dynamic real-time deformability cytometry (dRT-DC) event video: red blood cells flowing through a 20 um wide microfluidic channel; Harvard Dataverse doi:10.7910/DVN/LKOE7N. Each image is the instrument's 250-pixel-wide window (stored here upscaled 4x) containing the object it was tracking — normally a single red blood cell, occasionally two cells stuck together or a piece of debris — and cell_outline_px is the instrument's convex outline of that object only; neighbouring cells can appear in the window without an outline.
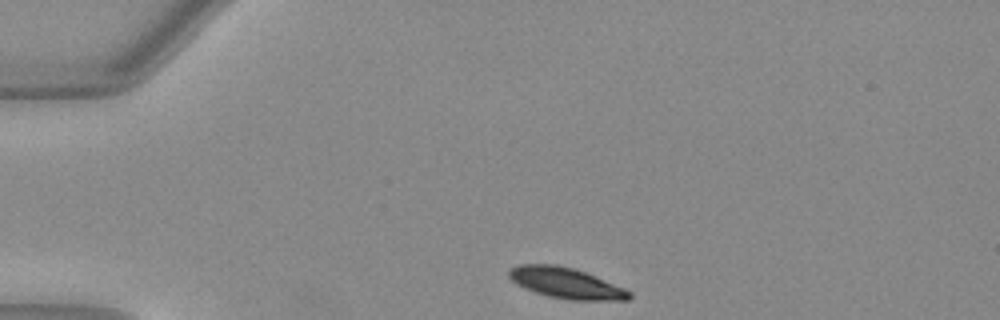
{"species": "Egyptian fruit bat (a non-hibernating species)", "species_latin": "Rousettus aegyptiacus", "temperature_condition": "warm", "stored_images_in_passage": 34, "camera_frame_rate_fps": 3000, "um_per_image_px": 0.085, "animal": {"sex": "female"}, "frame": {"image": 1, "passage_image": 1, "time_ms": 0.0, "image_size_px": [1000, 320], "cell_outline_px": [[632, 296], [628, 300], [572, 300], [548, 296], [536, 292], [516, 284], [508, 276], [508, 268], [520, 264], [556, 264], [572, 268], [584, 272], [624, 288], [632, 292]], "centroid_in_image_um": [48.09, 24.05], "position_along_channel_um": 36.9, "area_um2": 21.39}}
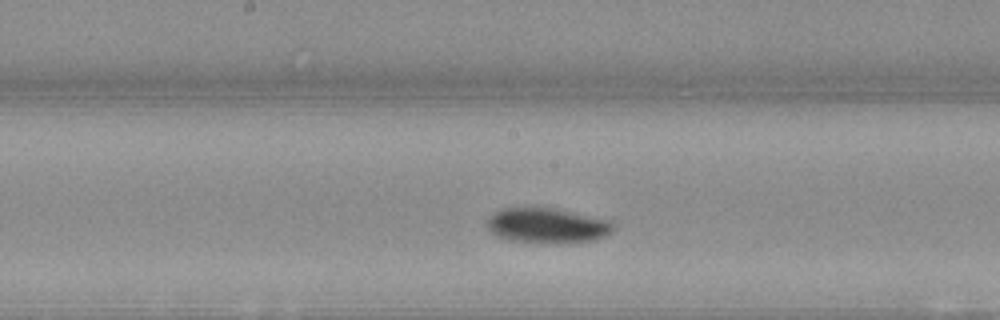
{"frame": {"image": 2, "passage_image": 17, "time_ms": 5.333, "image_size_px": [1000, 320], "cell_outline_px": [[612, 232], [596, 240], [568, 244], [556, 244], [512, 240], [496, 236], [488, 228], [488, 220], [496, 212], [504, 208], [552, 208], [608, 220], [612, 224]], "centroid_in_image_um": [46.53, 19.2], "position_along_channel_um": 201.7, "area_um2": 25.49}}
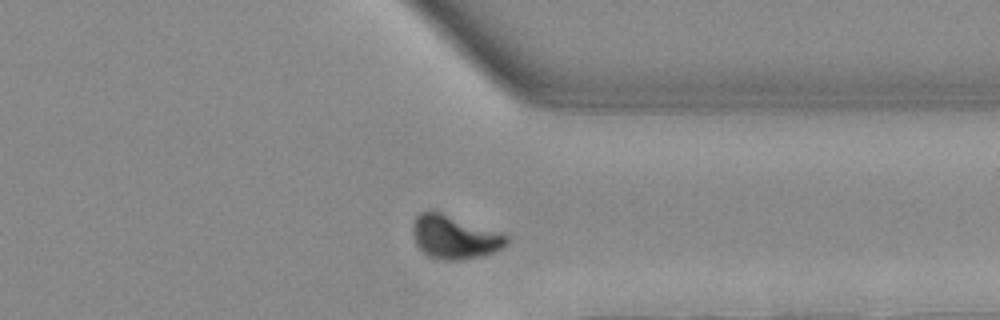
{"frame": {"image": 3, "passage_image": 30, "time_ms": 9.667, "image_size_px": [1000, 320], "cell_outline_px": [[508, 244], [496, 252], [484, 256], [460, 260], [440, 260], [428, 256], [416, 244], [412, 236], [412, 224], [416, 216], [420, 212], [440, 212], [504, 232], [508, 236]], "centroid_in_image_um": [38.67, 20.16], "position_along_channel_um": 372.7, "area_um2": 24.22}, "authors_computed_cell_mechanics": {"area_um2": 23.8136, "velocity_mm_per_s": 3.9761, "shape_relaxation_time_tau1_ms": 2.4822, "shape_relaxation_time_tau2_ms": null, "deformation_change_tau1": 0.1222, "deformation_change_tau2": null}}